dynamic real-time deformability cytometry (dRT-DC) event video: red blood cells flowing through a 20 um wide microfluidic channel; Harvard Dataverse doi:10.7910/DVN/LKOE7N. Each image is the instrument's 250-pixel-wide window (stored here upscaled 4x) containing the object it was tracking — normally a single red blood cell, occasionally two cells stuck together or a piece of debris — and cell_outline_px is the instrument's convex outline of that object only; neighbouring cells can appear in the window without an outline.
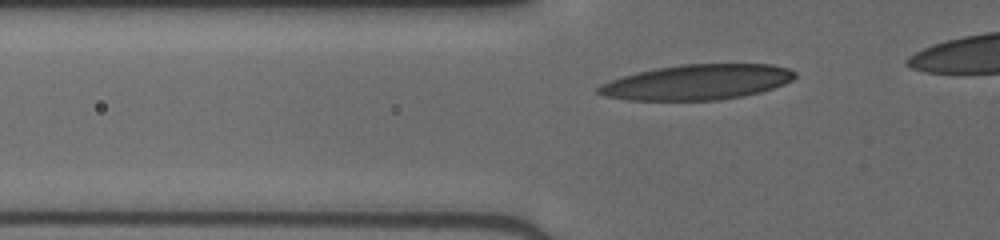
{"species": "human", "species_latin": "Homo sapiens", "temperature_condition": "cold", "stored_images_in_passage": 27, "camera_frame_rate_fps": 3000, "um_per_image_px": 0.085, "donor": {"sex": "male"}, "frame": {"image": 1, "passage_image": 2, "time_ms": 0.333, "image_size_px": [1000, 240], "cell_outline_px": [[796, 76], [792, 80], [784, 84], [760, 92], [720, 100], [628, 100], [604, 96], [596, 92], [596, 88], [600, 84], [636, 72], [656, 68], [684, 64], [772, 64], [788, 68], [796, 72]], "centroid_in_image_um": [59.25, 6.98], "position_along_channel_um": 66.5, "area_um2": 40.29}}
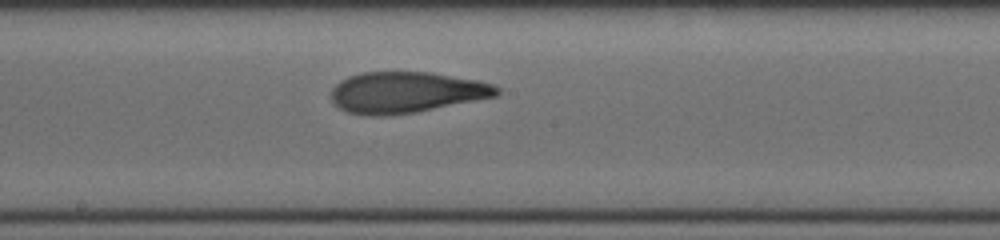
{"frame": {"image": 2, "passage_image": 13, "time_ms": 4.0, "image_size_px": [1000, 240], "cell_outline_px": [[500, 92], [496, 96], [416, 112], [384, 116], [368, 116], [348, 112], [340, 108], [332, 100], [332, 88], [340, 80], [348, 76], [364, 72], [432, 72], [480, 80], [492, 84], [500, 88]], "centroid_in_image_um": [34.54, 7.84], "position_along_channel_um": 213.7, "area_um2": 39.71}}
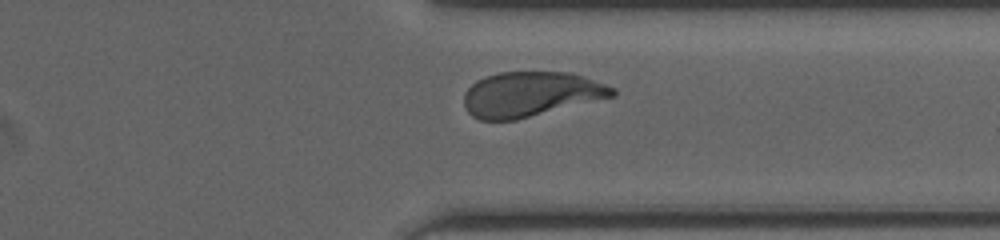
{"frame": {"image": 3, "passage_image": 24, "time_ms": 7.667, "image_size_px": [1000, 240], "cell_outline_px": [[616, 96], [516, 120], [480, 120], [472, 116], [468, 112], [464, 104], [464, 92], [476, 80], [484, 76], [500, 72], [572, 72], [616, 88]], "centroid_in_image_um": [45.11, 8.01], "position_along_channel_um": 366.3, "area_um2": 39.07}}